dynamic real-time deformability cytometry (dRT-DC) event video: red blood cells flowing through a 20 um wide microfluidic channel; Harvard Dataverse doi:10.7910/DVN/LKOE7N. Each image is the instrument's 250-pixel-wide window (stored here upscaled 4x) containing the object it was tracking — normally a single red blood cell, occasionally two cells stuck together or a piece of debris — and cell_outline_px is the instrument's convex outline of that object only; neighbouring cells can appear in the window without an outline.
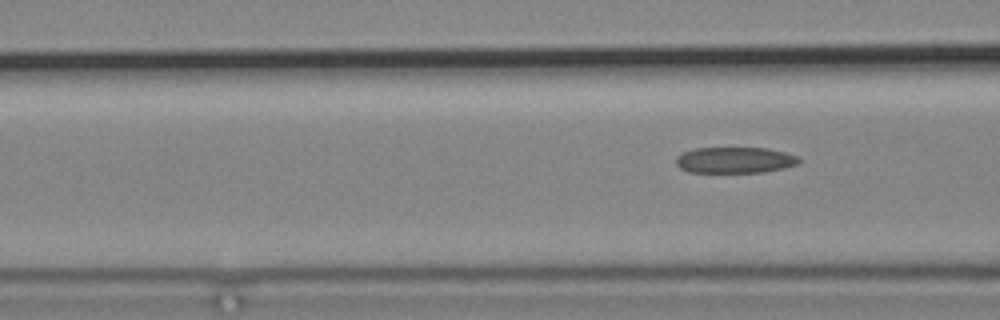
{"species": "common noctule bat (a hibernating species)", "species_latin": "Nyctalus noctula", "temperature_condition": "cold", "stored_images_in_passage": 5, "camera_frame_rate_fps": 3000, "um_per_image_px": 0.085, "animal": {"sex": "male", "body_mass_g": 19.2, "forearm_length_mm": 51.8}, "frame": {"image": 1, "passage_image": 5, "time_ms": 6.333, "image_size_px": [1000, 320], "cell_outline_px": [[800, 160], [796, 164], [784, 168], [764, 172], [688, 172], [680, 168], [676, 164], [676, 156], [684, 152], [696, 148], [768, 148], [784, 152], [796, 156]], "centroid_in_image_um": [62.43, 13.61], "position_along_channel_um": 104.2, "area_um2": 18.55}}